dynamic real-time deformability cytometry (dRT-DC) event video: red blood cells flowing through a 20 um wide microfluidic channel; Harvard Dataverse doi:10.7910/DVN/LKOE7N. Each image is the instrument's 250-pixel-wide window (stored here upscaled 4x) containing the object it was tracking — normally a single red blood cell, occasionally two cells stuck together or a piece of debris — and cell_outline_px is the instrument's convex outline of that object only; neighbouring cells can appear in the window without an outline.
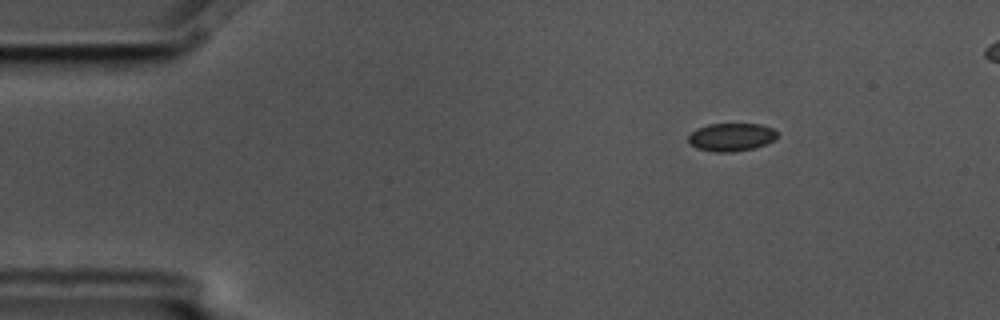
{"species": "common noctule bat (a hibernating species)", "species_latin": "Nyctalus noctula", "temperature_condition": "cold", "stored_images_in_passage": 4, "segment_of_instrument_passage": [1, 2], "camera_frame_rate_fps": 3000, "um_per_image_px": 0.085, "animal": {"sex": "male", "body_mass_g": 17.5, "forearm_length_mm": 52.3}, "frame": {"image": 1, "passage_image": 1, "time_ms": 0.0, "image_size_px": [1000, 320], "cell_outline_px": [[776, 136], [772, 140], [764, 144], [752, 148], [732, 152], [716, 152], [696, 148], [688, 144], [688, 136], [696, 128], [708, 124], [760, 124], [772, 128], [776, 132]], "centroid_in_image_um": [62.09, 11.65], "position_along_channel_um": 22.9, "area_um2": 14.39}}